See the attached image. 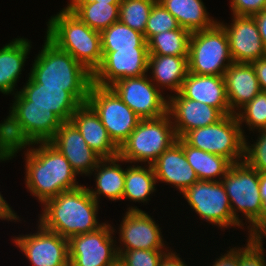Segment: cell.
Here are the masks:
<instances>
[{
  "label": "cell",
  "mask_w": 266,
  "mask_h": 266,
  "mask_svg": "<svg viewBox=\"0 0 266 266\" xmlns=\"http://www.w3.org/2000/svg\"><path fill=\"white\" fill-rule=\"evenodd\" d=\"M39 145L38 147L34 146ZM28 146V148H27ZM25 152V184L27 190L44 204L61 192L76 189L78 174L69 161L50 142H36L9 150L4 156L11 160L22 149Z\"/></svg>",
  "instance_id": "obj_1"
},
{
  "label": "cell",
  "mask_w": 266,
  "mask_h": 266,
  "mask_svg": "<svg viewBox=\"0 0 266 266\" xmlns=\"http://www.w3.org/2000/svg\"><path fill=\"white\" fill-rule=\"evenodd\" d=\"M39 223L47 230L66 239L97 230L99 203L90 195L87 187L61 192L42 205Z\"/></svg>",
  "instance_id": "obj_2"
},
{
  "label": "cell",
  "mask_w": 266,
  "mask_h": 266,
  "mask_svg": "<svg viewBox=\"0 0 266 266\" xmlns=\"http://www.w3.org/2000/svg\"><path fill=\"white\" fill-rule=\"evenodd\" d=\"M30 69L29 77L43 87L63 88L81 104L87 103L92 73L47 36Z\"/></svg>",
  "instance_id": "obj_3"
},
{
  "label": "cell",
  "mask_w": 266,
  "mask_h": 266,
  "mask_svg": "<svg viewBox=\"0 0 266 266\" xmlns=\"http://www.w3.org/2000/svg\"><path fill=\"white\" fill-rule=\"evenodd\" d=\"M9 115L0 123V152L36 142H49L63 121L49 108L30 106L17 92Z\"/></svg>",
  "instance_id": "obj_4"
},
{
  "label": "cell",
  "mask_w": 266,
  "mask_h": 266,
  "mask_svg": "<svg viewBox=\"0 0 266 266\" xmlns=\"http://www.w3.org/2000/svg\"><path fill=\"white\" fill-rule=\"evenodd\" d=\"M50 18L46 36L93 74L103 59L100 32L88 27L67 7Z\"/></svg>",
  "instance_id": "obj_5"
},
{
  "label": "cell",
  "mask_w": 266,
  "mask_h": 266,
  "mask_svg": "<svg viewBox=\"0 0 266 266\" xmlns=\"http://www.w3.org/2000/svg\"><path fill=\"white\" fill-rule=\"evenodd\" d=\"M221 182L228 195L233 217L238 224L244 228L245 224L239 218V211L249 223L248 235H261L263 233V210L259 191V172L244 161L234 163Z\"/></svg>",
  "instance_id": "obj_6"
},
{
  "label": "cell",
  "mask_w": 266,
  "mask_h": 266,
  "mask_svg": "<svg viewBox=\"0 0 266 266\" xmlns=\"http://www.w3.org/2000/svg\"><path fill=\"white\" fill-rule=\"evenodd\" d=\"M176 141L177 136L168 113L155 119H141L119 148V157L130 164L147 162L152 165Z\"/></svg>",
  "instance_id": "obj_7"
},
{
  "label": "cell",
  "mask_w": 266,
  "mask_h": 266,
  "mask_svg": "<svg viewBox=\"0 0 266 266\" xmlns=\"http://www.w3.org/2000/svg\"><path fill=\"white\" fill-rule=\"evenodd\" d=\"M232 63L227 34L218 22L209 29L191 33L188 50L190 73L223 76Z\"/></svg>",
  "instance_id": "obj_8"
},
{
  "label": "cell",
  "mask_w": 266,
  "mask_h": 266,
  "mask_svg": "<svg viewBox=\"0 0 266 266\" xmlns=\"http://www.w3.org/2000/svg\"><path fill=\"white\" fill-rule=\"evenodd\" d=\"M244 136L236 114L217 123L187 132L182 139L190 146L228 159L232 164L244 159Z\"/></svg>",
  "instance_id": "obj_9"
},
{
  "label": "cell",
  "mask_w": 266,
  "mask_h": 266,
  "mask_svg": "<svg viewBox=\"0 0 266 266\" xmlns=\"http://www.w3.org/2000/svg\"><path fill=\"white\" fill-rule=\"evenodd\" d=\"M87 103L98 114L110 138L119 148L141 120L110 87L92 83Z\"/></svg>",
  "instance_id": "obj_10"
},
{
  "label": "cell",
  "mask_w": 266,
  "mask_h": 266,
  "mask_svg": "<svg viewBox=\"0 0 266 266\" xmlns=\"http://www.w3.org/2000/svg\"><path fill=\"white\" fill-rule=\"evenodd\" d=\"M183 197L202 220L218 228L240 227L233 217L228 195L221 181L198 180L189 186Z\"/></svg>",
  "instance_id": "obj_11"
},
{
  "label": "cell",
  "mask_w": 266,
  "mask_h": 266,
  "mask_svg": "<svg viewBox=\"0 0 266 266\" xmlns=\"http://www.w3.org/2000/svg\"><path fill=\"white\" fill-rule=\"evenodd\" d=\"M114 232L104 222L93 232L72 236L68 240L70 266H114L119 261Z\"/></svg>",
  "instance_id": "obj_12"
},
{
  "label": "cell",
  "mask_w": 266,
  "mask_h": 266,
  "mask_svg": "<svg viewBox=\"0 0 266 266\" xmlns=\"http://www.w3.org/2000/svg\"><path fill=\"white\" fill-rule=\"evenodd\" d=\"M110 88L141 119H155L167 114L168 99L147 74L120 79Z\"/></svg>",
  "instance_id": "obj_13"
},
{
  "label": "cell",
  "mask_w": 266,
  "mask_h": 266,
  "mask_svg": "<svg viewBox=\"0 0 266 266\" xmlns=\"http://www.w3.org/2000/svg\"><path fill=\"white\" fill-rule=\"evenodd\" d=\"M12 240L32 266H70L68 239L45 229L39 222L36 233Z\"/></svg>",
  "instance_id": "obj_14"
},
{
  "label": "cell",
  "mask_w": 266,
  "mask_h": 266,
  "mask_svg": "<svg viewBox=\"0 0 266 266\" xmlns=\"http://www.w3.org/2000/svg\"><path fill=\"white\" fill-rule=\"evenodd\" d=\"M100 66L92 74V83L100 87H110L116 81L127 77L148 74V47L102 51Z\"/></svg>",
  "instance_id": "obj_15"
},
{
  "label": "cell",
  "mask_w": 266,
  "mask_h": 266,
  "mask_svg": "<svg viewBox=\"0 0 266 266\" xmlns=\"http://www.w3.org/2000/svg\"><path fill=\"white\" fill-rule=\"evenodd\" d=\"M127 210L118 228L117 250H164L161 228L154 219L136 206Z\"/></svg>",
  "instance_id": "obj_16"
},
{
  "label": "cell",
  "mask_w": 266,
  "mask_h": 266,
  "mask_svg": "<svg viewBox=\"0 0 266 266\" xmlns=\"http://www.w3.org/2000/svg\"><path fill=\"white\" fill-rule=\"evenodd\" d=\"M230 25L218 22L228 37L230 55L235 63H251L266 57L257 23L253 16H232Z\"/></svg>",
  "instance_id": "obj_17"
},
{
  "label": "cell",
  "mask_w": 266,
  "mask_h": 266,
  "mask_svg": "<svg viewBox=\"0 0 266 266\" xmlns=\"http://www.w3.org/2000/svg\"><path fill=\"white\" fill-rule=\"evenodd\" d=\"M171 95H167V113L177 138H182L192 129L213 125L224 117L217 108L185 98L180 92Z\"/></svg>",
  "instance_id": "obj_18"
},
{
  "label": "cell",
  "mask_w": 266,
  "mask_h": 266,
  "mask_svg": "<svg viewBox=\"0 0 266 266\" xmlns=\"http://www.w3.org/2000/svg\"><path fill=\"white\" fill-rule=\"evenodd\" d=\"M49 142L64 155L78 175L90 176L102 159L87 145L71 121L63 122Z\"/></svg>",
  "instance_id": "obj_19"
},
{
  "label": "cell",
  "mask_w": 266,
  "mask_h": 266,
  "mask_svg": "<svg viewBox=\"0 0 266 266\" xmlns=\"http://www.w3.org/2000/svg\"><path fill=\"white\" fill-rule=\"evenodd\" d=\"M156 182L172 184L183 193L189 186L198 181L194 169L186 160L182 148V138H177L152 164Z\"/></svg>",
  "instance_id": "obj_20"
},
{
  "label": "cell",
  "mask_w": 266,
  "mask_h": 266,
  "mask_svg": "<svg viewBox=\"0 0 266 266\" xmlns=\"http://www.w3.org/2000/svg\"><path fill=\"white\" fill-rule=\"evenodd\" d=\"M30 106L49 108L63 122L70 121L74 112L82 105L69 91L63 88L43 87L30 77L20 91H16Z\"/></svg>",
  "instance_id": "obj_21"
},
{
  "label": "cell",
  "mask_w": 266,
  "mask_h": 266,
  "mask_svg": "<svg viewBox=\"0 0 266 266\" xmlns=\"http://www.w3.org/2000/svg\"><path fill=\"white\" fill-rule=\"evenodd\" d=\"M70 121L79 130L87 145L102 159L119 156V147L110 138L100 117L88 103L82 104Z\"/></svg>",
  "instance_id": "obj_22"
},
{
  "label": "cell",
  "mask_w": 266,
  "mask_h": 266,
  "mask_svg": "<svg viewBox=\"0 0 266 266\" xmlns=\"http://www.w3.org/2000/svg\"><path fill=\"white\" fill-rule=\"evenodd\" d=\"M180 93L185 98L217 108L224 116L232 114L223 76L197 75L188 72Z\"/></svg>",
  "instance_id": "obj_23"
},
{
  "label": "cell",
  "mask_w": 266,
  "mask_h": 266,
  "mask_svg": "<svg viewBox=\"0 0 266 266\" xmlns=\"http://www.w3.org/2000/svg\"><path fill=\"white\" fill-rule=\"evenodd\" d=\"M232 114H236L262 90L251 63L233 62L223 74Z\"/></svg>",
  "instance_id": "obj_24"
},
{
  "label": "cell",
  "mask_w": 266,
  "mask_h": 266,
  "mask_svg": "<svg viewBox=\"0 0 266 266\" xmlns=\"http://www.w3.org/2000/svg\"><path fill=\"white\" fill-rule=\"evenodd\" d=\"M12 40L0 48V92L5 95L15 94V87L32 47L28 39L19 37Z\"/></svg>",
  "instance_id": "obj_25"
},
{
  "label": "cell",
  "mask_w": 266,
  "mask_h": 266,
  "mask_svg": "<svg viewBox=\"0 0 266 266\" xmlns=\"http://www.w3.org/2000/svg\"><path fill=\"white\" fill-rule=\"evenodd\" d=\"M147 69L152 75L149 78L159 89L166 87L176 94L189 72L188 56L149 55Z\"/></svg>",
  "instance_id": "obj_26"
},
{
  "label": "cell",
  "mask_w": 266,
  "mask_h": 266,
  "mask_svg": "<svg viewBox=\"0 0 266 266\" xmlns=\"http://www.w3.org/2000/svg\"><path fill=\"white\" fill-rule=\"evenodd\" d=\"M119 162L126 161L119 156L103 158L91 172L90 175L94 172L96 187L95 190L87 187V190L98 203L100 202V195L111 201L122 200L126 169H123Z\"/></svg>",
  "instance_id": "obj_27"
},
{
  "label": "cell",
  "mask_w": 266,
  "mask_h": 266,
  "mask_svg": "<svg viewBox=\"0 0 266 266\" xmlns=\"http://www.w3.org/2000/svg\"><path fill=\"white\" fill-rule=\"evenodd\" d=\"M189 32L209 29L218 21L209 16L202 0H157ZM212 18V19H211ZM215 20V21H214Z\"/></svg>",
  "instance_id": "obj_28"
},
{
  "label": "cell",
  "mask_w": 266,
  "mask_h": 266,
  "mask_svg": "<svg viewBox=\"0 0 266 266\" xmlns=\"http://www.w3.org/2000/svg\"><path fill=\"white\" fill-rule=\"evenodd\" d=\"M66 7L88 27L99 32L119 21L120 4L70 0Z\"/></svg>",
  "instance_id": "obj_29"
},
{
  "label": "cell",
  "mask_w": 266,
  "mask_h": 266,
  "mask_svg": "<svg viewBox=\"0 0 266 266\" xmlns=\"http://www.w3.org/2000/svg\"><path fill=\"white\" fill-rule=\"evenodd\" d=\"M182 148L186 160L194 169L198 180L221 181L232 165L228 159L194 148L188 145L183 139Z\"/></svg>",
  "instance_id": "obj_30"
},
{
  "label": "cell",
  "mask_w": 266,
  "mask_h": 266,
  "mask_svg": "<svg viewBox=\"0 0 266 266\" xmlns=\"http://www.w3.org/2000/svg\"><path fill=\"white\" fill-rule=\"evenodd\" d=\"M133 165L125 170V183L122 199L147 203L150 194L156 190V177L152 165Z\"/></svg>",
  "instance_id": "obj_31"
},
{
  "label": "cell",
  "mask_w": 266,
  "mask_h": 266,
  "mask_svg": "<svg viewBox=\"0 0 266 266\" xmlns=\"http://www.w3.org/2000/svg\"><path fill=\"white\" fill-rule=\"evenodd\" d=\"M191 32L179 27L153 35L148 41L149 55L188 56Z\"/></svg>",
  "instance_id": "obj_32"
},
{
  "label": "cell",
  "mask_w": 266,
  "mask_h": 266,
  "mask_svg": "<svg viewBox=\"0 0 266 266\" xmlns=\"http://www.w3.org/2000/svg\"><path fill=\"white\" fill-rule=\"evenodd\" d=\"M101 50L116 51V49H134V47H148L144 34L133 30L120 21L102 30Z\"/></svg>",
  "instance_id": "obj_33"
},
{
  "label": "cell",
  "mask_w": 266,
  "mask_h": 266,
  "mask_svg": "<svg viewBox=\"0 0 266 266\" xmlns=\"http://www.w3.org/2000/svg\"><path fill=\"white\" fill-rule=\"evenodd\" d=\"M157 0H121L119 21L145 34L152 6Z\"/></svg>",
  "instance_id": "obj_34"
},
{
  "label": "cell",
  "mask_w": 266,
  "mask_h": 266,
  "mask_svg": "<svg viewBox=\"0 0 266 266\" xmlns=\"http://www.w3.org/2000/svg\"><path fill=\"white\" fill-rule=\"evenodd\" d=\"M236 116L244 137L246 135L242 128L243 123L247 124L250 131L266 129V91L258 93L236 113Z\"/></svg>",
  "instance_id": "obj_35"
},
{
  "label": "cell",
  "mask_w": 266,
  "mask_h": 266,
  "mask_svg": "<svg viewBox=\"0 0 266 266\" xmlns=\"http://www.w3.org/2000/svg\"><path fill=\"white\" fill-rule=\"evenodd\" d=\"M179 27L176 18L156 1L152 6L147 21L144 38L148 41L153 35L164 31L178 29Z\"/></svg>",
  "instance_id": "obj_36"
},
{
  "label": "cell",
  "mask_w": 266,
  "mask_h": 266,
  "mask_svg": "<svg viewBox=\"0 0 266 266\" xmlns=\"http://www.w3.org/2000/svg\"><path fill=\"white\" fill-rule=\"evenodd\" d=\"M257 131L259 136L253 144H249L246 140L248 138H244L243 161L259 173H266V129Z\"/></svg>",
  "instance_id": "obj_37"
},
{
  "label": "cell",
  "mask_w": 266,
  "mask_h": 266,
  "mask_svg": "<svg viewBox=\"0 0 266 266\" xmlns=\"http://www.w3.org/2000/svg\"><path fill=\"white\" fill-rule=\"evenodd\" d=\"M263 238L261 235H249L246 246L238 247L239 266H266Z\"/></svg>",
  "instance_id": "obj_38"
},
{
  "label": "cell",
  "mask_w": 266,
  "mask_h": 266,
  "mask_svg": "<svg viewBox=\"0 0 266 266\" xmlns=\"http://www.w3.org/2000/svg\"><path fill=\"white\" fill-rule=\"evenodd\" d=\"M167 250H118L119 262L124 266H159Z\"/></svg>",
  "instance_id": "obj_39"
},
{
  "label": "cell",
  "mask_w": 266,
  "mask_h": 266,
  "mask_svg": "<svg viewBox=\"0 0 266 266\" xmlns=\"http://www.w3.org/2000/svg\"><path fill=\"white\" fill-rule=\"evenodd\" d=\"M232 15L253 16L266 9V0H231Z\"/></svg>",
  "instance_id": "obj_40"
},
{
  "label": "cell",
  "mask_w": 266,
  "mask_h": 266,
  "mask_svg": "<svg viewBox=\"0 0 266 266\" xmlns=\"http://www.w3.org/2000/svg\"><path fill=\"white\" fill-rule=\"evenodd\" d=\"M227 253L221 254L219 258H216L212 266H239L238 263V248L232 247ZM218 259V260H217Z\"/></svg>",
  "instance_id": "obj_41"
},
{
  "label": "cell",
  "mask_w": 266,
  "mask_h": 266,
  "mask_svg": "<svg viewBox=\"0 0 266 266\" xmlns=\"http://www.w3.org/2000/svg\"><path fill=\"white\" fill-rule=\"evenodd\" d=\"M262 91H266V57L251 62Z\"/></svg>",
  "instance_id": "obj_42"
},
{
  "label": "cell",
  "mask_w": 266,
  "mask_h": 266,
  "mask_svg": "<svg viewBox=\"0 0 266 266\" xmlns=\"http://www.w3.org/2000/svg\"><path fill=\"white\" fill-rule=\"evenodd\" d=\"M159 266H188L184 261H182L179 254L173 250H168L162 257Z\"/></svg>",
  "instance_id": "obj_43"
},
{
  "label": "cell",
  "mask_w": 266,
  "mask_h": 266,
  "mask_svg": "<svg viewBox=\"0 0 266 266\" xmlns=\"http://www.w3.org/2000/svg\"><path fill=\"white\" fill-rule=\"evenodd\" d=\"M11 208L12 207H10L3 195L0 193V219L9 221L15 220L16 222L17 220L21 221L15 211Z\"/></svg>",
  "instance_id": "obj_44"
},
{
  "label": "cell",
  "mask_w": 266,
  "mask_h": 266,
  "mask_svg": "<svg viewBox=\"0 0 266 266\" xmlns=\"http://www.w3.org/2000/svg\"><path fill=\"white\" fill-rule=\"evenodd\" d=\"M259 191L262 199L264 232L266 230V173H259Z\"/></svg>",
  "instance_id": "obj_45"
},
{
  "label": "cell",
  "mask_w": 266,
  "mask_h": 266,
  "mask_svg": "<svg viewBox=\"0 0 266 266\" xmlns=\"http://www.w3.org/2000/svg\"><path fill=\"white\" fill-rule=\"evenodd\" d=\"M253 17L257 23L263 45L266 49V9H264L260 13L253 15Z\"/></svg>",
  "instance_id": "obj_46"
},
{
  "label": "cell",
  "mask_w": 266,
  "mask_h": 266,
  "mask_svg": "<svg viewBox=\"0 0 266 266\" xmlns=\"http://www.w3.org/2000/svg\"><path fill=\"white\" fill-rule=\"evenodd\" d=\"M91 1H94V2H103V3H107V4H120L121 3V0H91Z\"/></svg>",
  "instance_id": "obj_47"
},
{
  "label": "cell",
  "mask_w": 266,
  "mask_h": 266,
  "mask_svg": "<svg viewBox=\"0 0 266 266\" xmlns=\"http://www.w3.org/2000/svg\"><path fill=\"white\" fill-rule=\"evenodd\" d=\"M7 161V158L4 155H1L0 152V162Z\"/></svg>",
  "instance_id": "obj_48"
},
{
  "label": "cell",
  "mask_w": 266,
  "mask_h": 266,
  "mask_svg": "<svg viewBox=\"0 0 266 266\" xmlns=\"http://www.w3.org/2000/svg\"><path fill=\"white\" fill-rule=\"evenodd\" d=\"M114 266H124L119 261Z\"/></svg>",
  "instance_id": "obj_49"
}]
</instances>
